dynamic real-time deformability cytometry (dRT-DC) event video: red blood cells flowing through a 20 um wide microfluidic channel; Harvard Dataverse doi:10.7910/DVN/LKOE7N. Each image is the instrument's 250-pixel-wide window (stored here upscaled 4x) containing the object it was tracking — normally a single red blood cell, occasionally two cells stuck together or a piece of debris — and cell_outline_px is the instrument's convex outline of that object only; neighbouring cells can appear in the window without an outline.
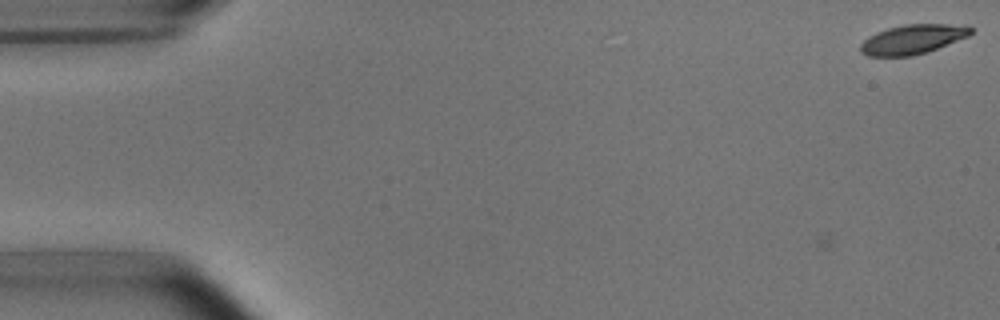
{"species": "common noctule bat (a hibernating species)", "species_latin": "Nyctalus noctula", "temperature_condition": "room temperature", "stored_images_in_passage": 2, "camera_frame_rate_fps": 3000, "um_per_image_px": 0.085, "animal": {"sex": "male", "body_mass_g": 15.6}, "frame": {"image": 1, "passage_image": 2, "time_ms": 1.0, "image_size_px": [1000, 320], "cell_outline_px": [[972, 32], [968, 36], [928, 52], [912, 56], [868, 56], [860, 52], [860, 44], [868, 36], [876, 32], [888, 28], [904, 24], [968, 24], [972, 28]], "centroid_in_image_um": [77.58, 3.33], "position_along_channel_um": 7.4, "area_um2": 19.13}}